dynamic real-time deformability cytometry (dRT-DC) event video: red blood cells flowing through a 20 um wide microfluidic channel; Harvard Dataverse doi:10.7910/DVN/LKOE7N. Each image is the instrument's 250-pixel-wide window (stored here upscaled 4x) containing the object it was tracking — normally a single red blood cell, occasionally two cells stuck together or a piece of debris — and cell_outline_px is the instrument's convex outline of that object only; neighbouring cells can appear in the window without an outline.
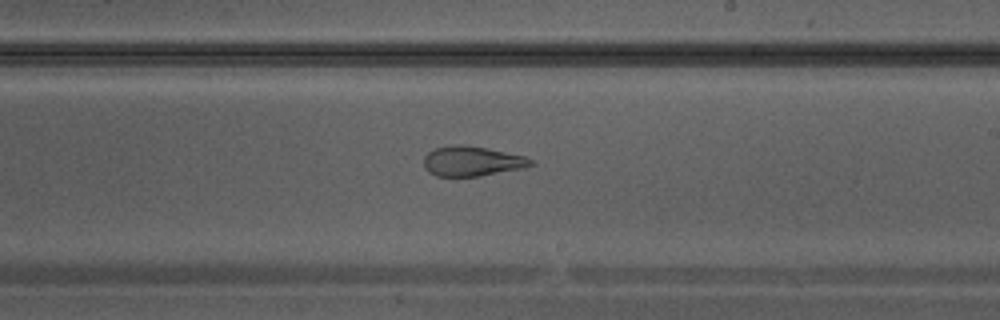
{"species": "Egyptian fruit bat (a non-hibernating species)", "species_latin": "Rousettus aegyptiacus", "temperature_condition": "warm", "stored_images_in_passage": 26, "camera_frame_rate_fps": 3000, "um_per_image_px": 0.085, "animal": {"sex": "male"}, "frame": {"image": 1, "passage_image": 12, "time_ms": 3.667, "image_size_px": [1000, 320], "cell_outline_px": [[536, 164], [524, 168], [480, 176], [436, 176], [428, 172], [424, 168], [424, 156], [428, 152], [436, 148], [456, 144], [460, 144], [488, 148], [524, 156], [536, 160]], "centroid_in_image_um": [40.15, 13.7], "position_along_channel_um": 248.8, "area_um2": 18.84}}